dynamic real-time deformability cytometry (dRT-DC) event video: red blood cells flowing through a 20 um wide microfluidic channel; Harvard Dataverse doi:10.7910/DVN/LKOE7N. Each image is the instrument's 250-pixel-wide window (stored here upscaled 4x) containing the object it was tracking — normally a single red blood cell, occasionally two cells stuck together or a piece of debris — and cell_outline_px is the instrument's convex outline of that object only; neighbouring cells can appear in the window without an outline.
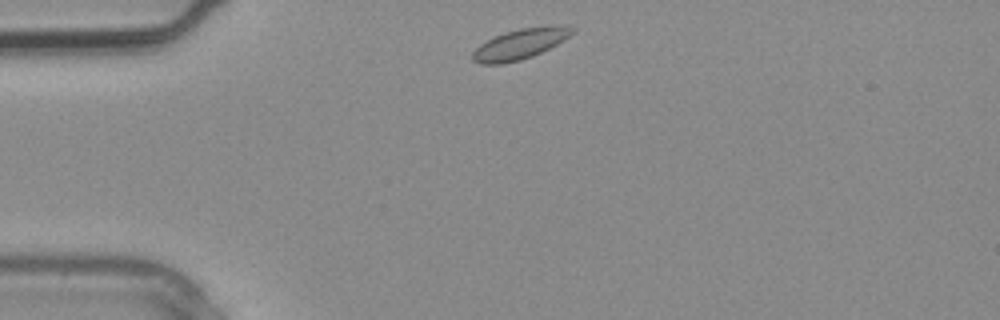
{"species": "common noctule bat (a hibernating species)", "species_latin": "Nyctalus noctula", "temperature_condition": "warm", "stored_images_in_passage": 1, "camera_frame_rate_fps": 3000, "um_per_image_px": 0.085, "animal": {"sex": "male", "body_mass_g": 20.4}, "frame": {"image": 1, "passage_image": 1, "time_ms": 0.0, "image_size_px": [1000, 320], "cell_outline_px": [[576, 32], [564, 40], [532, 56], [520, 60], [500, 64], [480, 64], [472, 60], [472, 52], [480, 44], [496, 36], [520, 28], [576, 28]], "centroid_in_image_um": [44.12, 3.8], "position_along_channel_um": 40.9, "area_um2": 16.76}}